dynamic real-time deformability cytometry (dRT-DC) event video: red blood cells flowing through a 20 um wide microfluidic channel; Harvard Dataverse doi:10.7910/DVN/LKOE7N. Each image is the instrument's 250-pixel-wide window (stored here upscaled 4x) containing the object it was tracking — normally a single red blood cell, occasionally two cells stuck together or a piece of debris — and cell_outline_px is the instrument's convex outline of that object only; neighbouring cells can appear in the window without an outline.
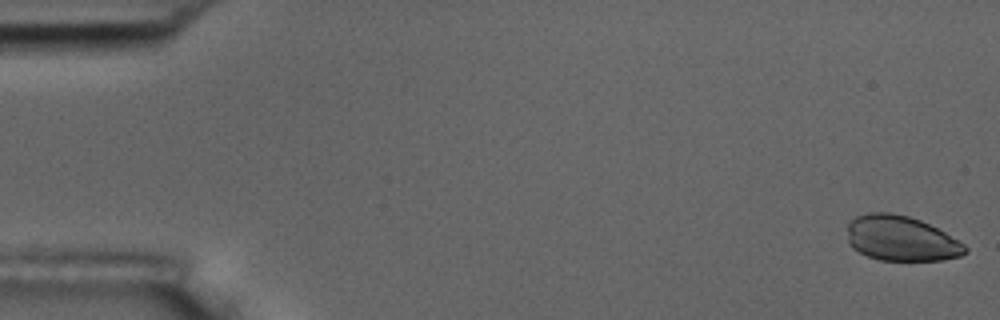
{"species": "common noctule bat (a hibernating species)", "species_latin": "Nyctalus noctula", "temperature_condition": "room temperature", "stored_images_in_passage": 54, "camera_frame_rate_fps": 3000, "um_per_image_px": 0.085, "animal": {"sex": "male", "body_mass_g": 17.5, "forearm_length_mm": 52.3}, "frame": {"image": 1, "passage_image": 1, "time_ms": 0.0, "image_size_px": [1000, 320], "cell_outline_px": [[968, 252], [960, 256], [940, 260], [880, 260], [868, 256], [852, 248], [848, 244], [848, 224], [856, 216], [868, 212], [892, 212], [908, 216], [920, 220], [944, 232], [964, 244], [968, 248]], "centroid_in_image_um": [76.57, 20.26], "position_along_channel_um": 8.4, "area_um2": 30.92}}